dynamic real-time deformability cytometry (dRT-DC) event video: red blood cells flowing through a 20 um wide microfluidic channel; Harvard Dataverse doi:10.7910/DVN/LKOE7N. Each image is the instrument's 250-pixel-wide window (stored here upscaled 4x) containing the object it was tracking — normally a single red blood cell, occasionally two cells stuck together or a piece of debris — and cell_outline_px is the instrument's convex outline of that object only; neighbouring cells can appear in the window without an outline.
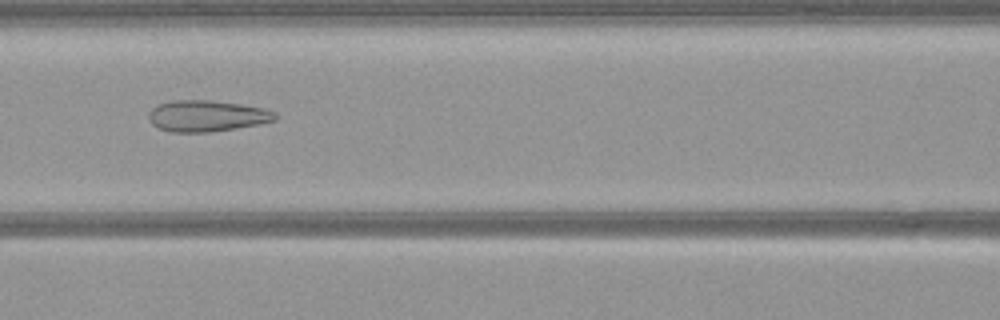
{"species": "common noctule bat (a hibernating species)", "species_latin": "Nyctalus noctula", "temperature_condition": "warm", "stored_images_in_passage": 52, "camera_frame_rate_fps": 3000, "um_per_image_px": 0.085, "animal": {"sex": "female", "body_mass_g": 21.9}, "frame": {"image": 1, "passage_image": 22, "time_ms": 7.0, "image_size_px": [1000, 320], "cell_outline_px": [[280, 116], [276, 120], [236, 128], [208, 132], [172, 132], [156, 128], [152, 124], [148, 116], [148, 112], [152, 108], [160, 104], [172, 100], [212, 100], [240, 104], [264, 108], [276, 112]], "centroid_in_image_um": [17.58, 9.85], "position_along_channel_um": 149.0, "area_um2": 23.12}}
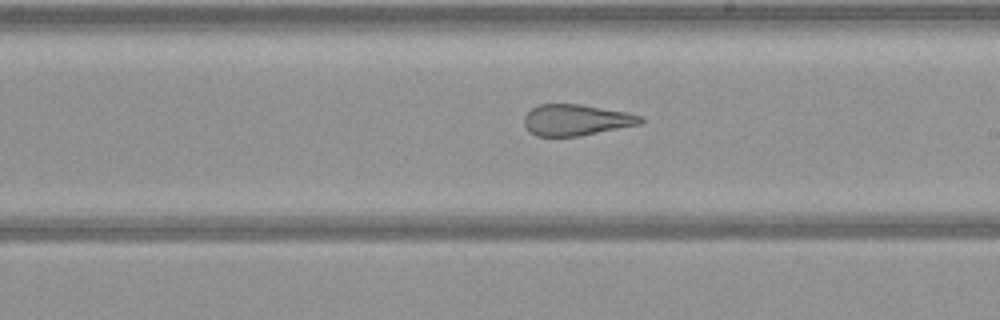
{"frame": {"image": 2, "passage_image": 29, "time_ms": 9.333, "image_size_px": [1000, 320], "cell_outline_px": [[644, 120], [640, 124], [580, 136], [536, 136], [528, 132], [524, 124], [524, 116], [532, 108], [540, 104], [580, 104], [628, 112], [644, 116]], "centroid_in_image_um": [48.98, 10.2], "position_along_channel_um": 240.0, "area_um2": 21.27}}
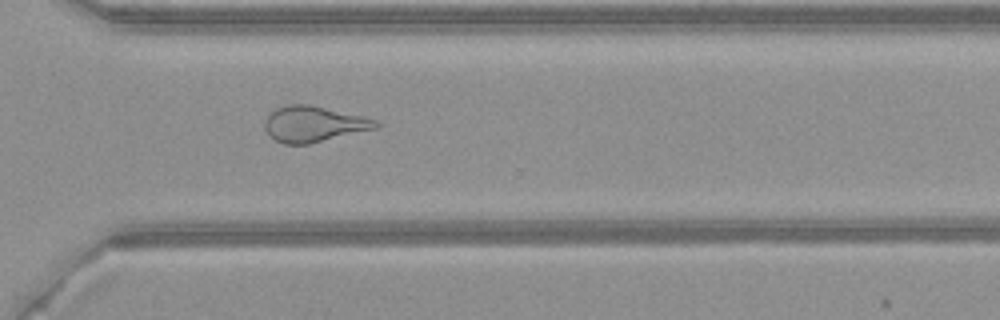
{"frame": {"image": 3, "passage_image": 37, "time_ms": 12.0, "image_size_px": [1000, 320], "cell_outline_px": [[380, 128], [308, 144], [284, 144], [268, 136], [264, 128], [264, 120], [276, 108], [288, 104], [308, 104], [364, 116], [380, 120]], "centroid_in_image_um": [26.7, 10.55], "position_along_channel_um": 343.9, "area_um2": 23.47}}